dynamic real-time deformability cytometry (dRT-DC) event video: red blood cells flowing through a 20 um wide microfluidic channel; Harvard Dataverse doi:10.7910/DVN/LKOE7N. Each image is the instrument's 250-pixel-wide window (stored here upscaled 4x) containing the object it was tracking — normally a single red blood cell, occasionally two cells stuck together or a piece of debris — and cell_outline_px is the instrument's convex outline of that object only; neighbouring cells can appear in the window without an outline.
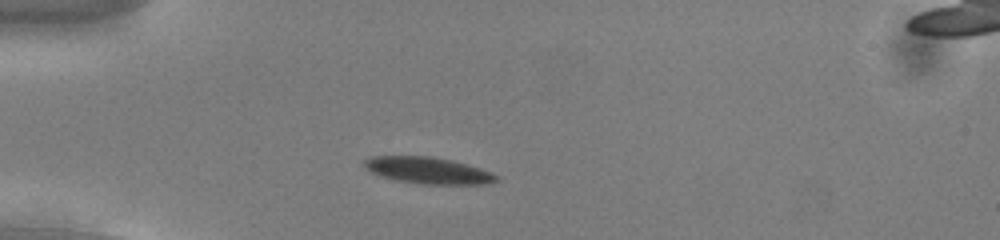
{"species": "common noctule bat (a hibernating species)", "species_latin": "Nyctalus noctula", "temperature_condition": "cold", "stored_images_in_passage": 46, "camera_frame_rate_fps": 3000, "um_per_image_px": 0.085, "animal": {"sex": "male", "body_mass_g": 13.0, "forearm_length_mm": 53.1}, "frame": {"image": 1, "passage_image": 7, "time_ms": 2.0, "image_size_px": [1000, 240], "cell_outline_px": [[500, 180], [488, 184], [424, 184], [396, 180], [380, 176], [364, 168], [364, 160], [368, 156], [432, 156], [452, 160], [468, 164], [492, 172], [500, 176]], "centroid_in_image_um": [36.42, 14.48], "position_along_channel_um": 48.6, "area_um2": 20.69}}
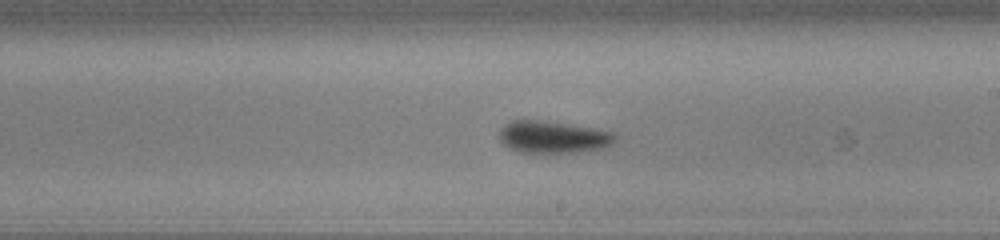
{"frame": {"image": 2, "passage_image": 24, "time_ms": 7.667, "image_size_px": [1000, 240], "cell_outline_px": [[616, 140], [612, 144], [604, 148], [580, 152], [520, 152], [508, 148], [500, 140], [500, 128], [504, 124], [512, 120], [540, 120], [596, 128], [612, 132], [616, 136]], "centroid_in_image_um": [47.02, 11.64], "position_along_channel_um": 242.0, "area_um2": 21.73}}
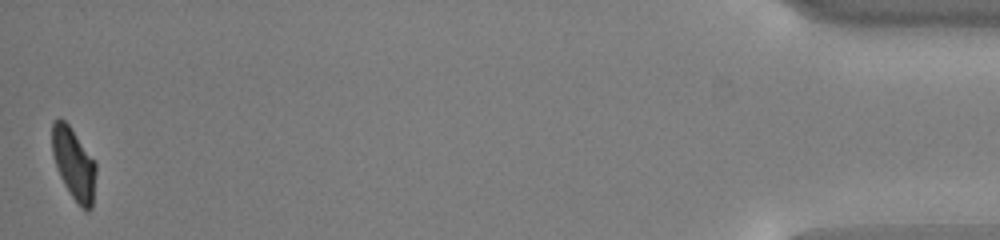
{"frame": {"image": 3, "passage_image": 46, "time_ms": 15.0, "image_size_px": [1000, 240], "cell_outline_px": [[96, 172], [92, 208], [88, 212], [84, 212], [72, 196], [64, 184], [60, 176], [52, 152], [52, 124], [56, 120], [64, 120], [68, 124], [96, 160]], "centroid_in_image_um": [6.31, 13.96], "position_along_channel_um": 428.9, "area_um2": 18.32}, "authors_computed_cell_mechanics": {"area_um2": 20.4901, "velocity_mm_per_s": 3.7648, "shape_relaxation_time_tau1_ms": 2.3068, "shape_relaxation_time_tau2_ms": 6.3634, "deformation_change_tau1": 0.1284, "deformation_change_tau2": 0.0981}}